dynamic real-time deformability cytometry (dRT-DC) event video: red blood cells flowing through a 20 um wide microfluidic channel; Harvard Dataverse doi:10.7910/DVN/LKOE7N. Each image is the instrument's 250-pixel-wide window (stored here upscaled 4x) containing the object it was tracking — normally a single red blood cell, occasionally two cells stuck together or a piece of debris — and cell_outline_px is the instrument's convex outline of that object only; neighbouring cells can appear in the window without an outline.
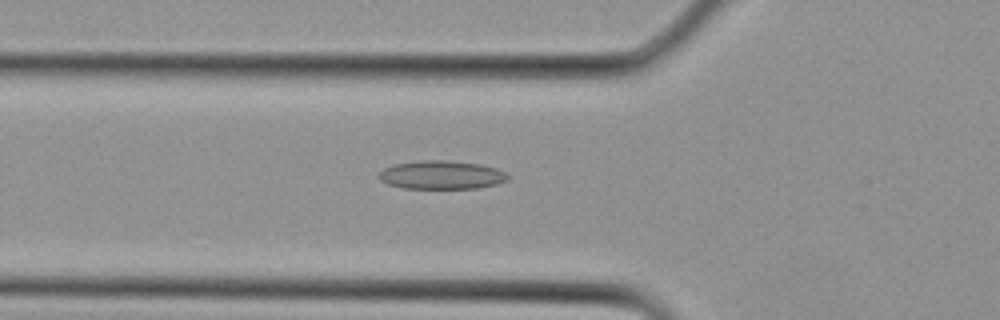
{"species": "Egyptian fruit bat (a non-hibernating species)", "species_latin": "Rousettus aegyptiacus", "temperature_condition": "cold", "stored_images_in_passage": 17, "camera_frame_rate_fps": 3000, "um_per_image_px": 0.085, "animal": {"sex": "female"}, "frame": {"image": 1, "passage_image": 9, "time_ms": 2.667, "image_size_px": [1000, 320], "cell_outline_px": [[512, 176], [508, 180], [496, 184], [476, 188], [404, 188], [388, 184], [380, 180], [376, 176], [384, 168], [392, 164], [420, 160], [444, 160], [480, 164], [496, 168]], "centroid_in_image_um": [37.51, 14.86], "position_along_channel_um": 88.3, "area_um2": 21.5}}
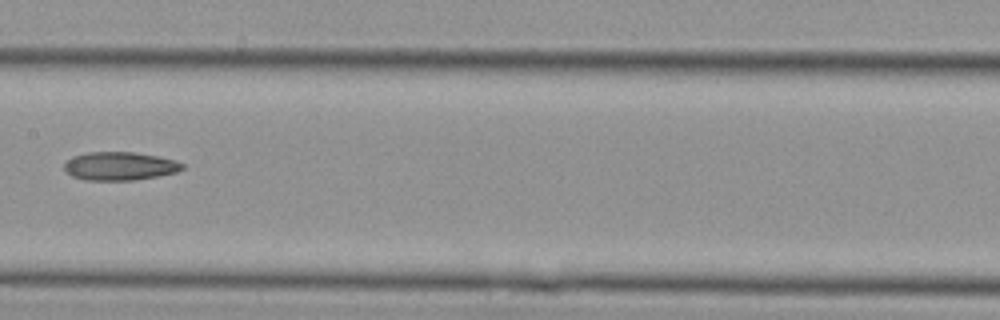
{"frame": {"image": 2, "passage_image": 14, "time_ms": 4.333, "image_size_px": [1000, 320], "cell_outline_px": [[184, 168], [176, 172], [156, 176], [132, 180], [84, 180], [72, 176], [64, 168], [64, 164], [72, 156], [88, 152], [136, 152], [176, 160], [184, 164]], "centroid_in_image_um": [10.17, 14.11], "position_along_channel_um": 197.2, "area_um2": 19.42}}
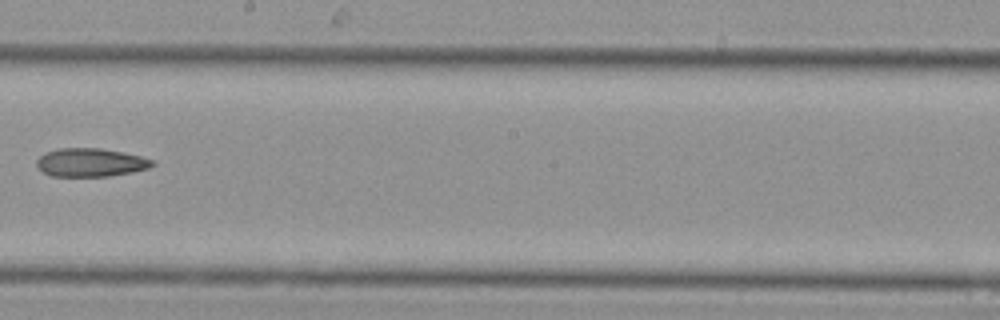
{"frame": {"image": 3, "passage_image": 16, "time_ms": 5.0, "image_size_px": [1000, 320], "cell_outline_px": [[156, 164], [148, 168], [132, 172], [108, 176], [52, 176], [36, 168], [36, 160], [44, 152], [60, 148], [100, 148], [140, 156], [152, 160]], "centroid_in_image_um": [7.65, 13.81], "position_along_channel_um": 240.5, "area_um2": 19.07}}